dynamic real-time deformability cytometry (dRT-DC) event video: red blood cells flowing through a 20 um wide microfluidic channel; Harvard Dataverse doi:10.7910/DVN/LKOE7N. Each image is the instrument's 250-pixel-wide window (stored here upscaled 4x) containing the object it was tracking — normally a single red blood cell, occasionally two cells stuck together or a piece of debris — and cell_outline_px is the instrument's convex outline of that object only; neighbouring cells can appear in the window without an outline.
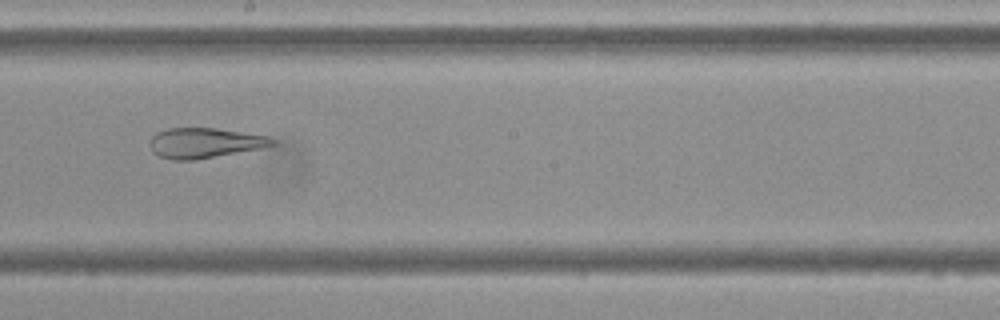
{"species": "Egyptian fruit bat (a non-hibernating species)", "species_latin": "Rousettus aegyptiacus", "temperature_condition": "cold", "stored_images_in_passage": 9, "camera_frame_rate_fps": 3000, "um_per_image_px": 0.085, "frame": {"image": 1, "passage_image": 8, "time_ms": 9.0, "image_size_px": [1000, 320], "cell_outline_px": [[276, 144], [260, 148], [196, 160], [172, 160], [160, 156], [152, 152], [152, 136], [156, 132], [168, 128], [216, 128], [268, 136], [276, 140]], "centroid_in_image_um": [17.41, 12.15], "position_along_channel_um": 230.8, "area_um2": 21.33}}
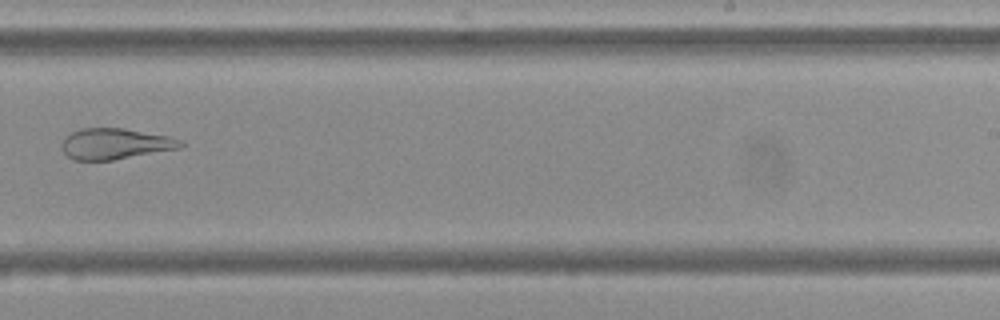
{"frame": {"image": 2, "passage_image": 9, "time_ms": 10.333, "image_size_px": [1000, 320], "cell_outline_px": [[184, 144], [180, 148], [112, 160], [76, 160], [68, 156], [60, 148], [60, 144], [72, 132], [80, 128], [124, 128], [168, 136], [184, 140]], "centroid_in_image_um": [9.8, 12.22], "position_along_channel_um": 279.2, "area_um2": 21.33}}